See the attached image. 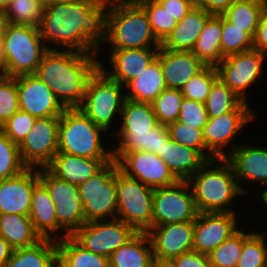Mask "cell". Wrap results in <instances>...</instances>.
Segmentation results:
<instances>
[{
    "label": "cell",
    "mask_w": 267,
    "mask_h": 267,
    "mask_svg": "<svg viewBox=\"0 0 267 267\" xmlns=\"http://www.w3.org/2000/svg\"><path fill=\"white\" fill-rule=\"evenodd\" d=\"M36 119L29 113L19 110L0 127V130L19 146L33 128Z\"/></svg>",
    "instance_id": "obj_47"
},
{
    "label": "cell",
    "mask_w": 267,
    "mask_h": 267,
    "mask_svg": "<svg viewBox=\"0 0 267 267\" xmlns=\"http://www.w3.org/2000/svg\"><path fill=\"white\" fill-rule=\"evenodd\" d=\"M60 117L36 119L33 128L18 146L28 168L47 167L58 152Z\"/></svg>",
    "instance_id": "obj_16"
},
{
    "label": "cell",
    "mask_w": 267,
    "mask_h": 267,
    "mask_svg": "<svg viewBox=\"0 0 267 267\" xmlns=\"http://www.w3.org/2000/svg\"><path fill=\"white\" fill-rule=\"evenodd\" d=\"M20 111L35 118L60 117L65 111L54 92L35 74L14 77Z\"/></svg>",
    "instance_id": "obj_18"
},
{
    "label": "cell",
    "mask_w": 267,
    "mask_h": 267,
    "mask_svg": "<svg viewBox=\"0 0 267 267\" xmlns=\"http://www.w3.org/2000/svg\"><path fill=\"white\" fill-rule=\"evenodd\" d=\"M44 10V0H12L5 9L9 24L35 27H39Z\"/></svg>",
    "instance_id": "obj_38"
},
{
    "label": "cell",
    "mask_w": 267,
    "mask_h": 267,
    "mask_svg": "<svg viewBox=\"0 0 267 267\" xmlns=\"http://www.w3.org/2000/svg\"><path fill=\"white\" fill-rule=\"evenodd\" d=\"M9 77L34 74L49 50L38 27L9 24L1 43Z\"/></svg>",
    "instance_id": "obj_7"
},
{
    "label": "cell",
    "mask_w": 267,
    "mask_h": 267,
    "mask_svg": "<svg viewBox=\"0 0 267 267\" xmlns=\"http://www.w3.org/2000/svg\"><path fill=\"white\" fill-rule=\"evenodd\" d=\"M184 99L181 90L166 88L151 103L158 123L168 126L179 118L180 104Z\"/></svg>",
    "instance_id": "obj_40"
},
{
    "label": "cell",
    "mask_w": 267,
    "mask_h": 267,
    "mask_svg": "<svg viewBox=\"0 0 267 267\" xmlns=\"http://www.w3.org/2000/svg\"><path fill=\"white\" fill-rule=\"evenodd\" d=\"M266 55L257 49H250L227 56L216 66L218 78L242 101L247 102L246 89L262 75Z\"/></svg>",
    "instance_id": "obj_15"
},
{
    "label": "cell",
    "mask_w": 267,
    "mask_h": 267,
    "mask_svg": "<svg viewBox=\"0 0 267 267\" xmlns=\"http://www.w3.org/2000/svg\"><path fill=\"white\" fill-rule=\"evenodd\" d=\"M117 135L119 146L113 148V159L124 152L148 151L158 154L170 139L168 126L161 125L151 103L124 100ZM123 119V120H122Z\"/></svg>",
    "instance_id": "obj_4"
},
{
    "label": "cell",
    "mask_w": 267,
    "mask_h": 267,
    "mask_svg": "<svg viewBox=\"0 0 267 267\" xmlns=\"http://www.w3.org/2000/svg\"><path fill=\"white\" fill-rule=\"evenodd\" d=\"M145 10L155 37L162 43L176 27L173 18L157 0H136Z\"/></svg>",
    "instance_id": "obj_39"
},
{
    "label": "cell",
    "mask_w": 267,
    "mask_h": 267,
    "mask_svg": "<svg viewBox=\"0 0 267 267\" xmlns=\"http://www.w3.org/2000/svg\"><path fill=\"white\" fill-rule=\"evenodd\" d=\"M57 267H109V258L86 250L67 236L57 240Z\"/></svg>",
    "instance_id": "obj_34"
},
{
    "label": "cell",
    "mask_w": 267,
    "mask_h": 267,
    "mask_svg": "<svg viewBox=\"0 0 267 267\" xmlns=\"http://www.w3.org/2000/svg\"><path fill=\"white\" fill-rule=\"evenodd\" d=\"M125 99L152 103L164 89L166 84L162 68L156 57L137 78L131 80L126 86Z\"/></svg>",
    "instance_id": "obj_30"
},
{
    "label": "cell",
    "mask_w": 267,
    "mask_h": 267,
    "mask_svg": "<svg viewBox=\"0 0 267 267\" xmlns=\"http://www.w3.org/2000/svg\"><path fill=\"white\" fill-rule=\"evenodd\" d=\"M154 189L116 170L117 218L137 232L152 227Z\"/></svg>",
    "instance_id": "obj_10"
},
{
    "label": "cell",
    "mask_w": 267,
    "mask_h": 267,
    "mask_svg": "<svg viewBox=\"0 0 267 267\" xmlns=\"http://www.w3.org/2000/svg\"><path fill=\"white\" fill-rule=\"evenodd\" d=\"M237 267H267V242L264 233H252L244 242Z\"/></svg>",
    "instance_id": "obj_43"
},
{
    "label": "cell",
    "mask_w": 267,
    "mask_h": 267,
    "mask_svg": "<svg viewBox=\"0 0 267 267\" xmlns=\"http://www.w3.org/2000/svg\"><path fill=\"white\" fill-rule=\"evenodd\" d=\"M253 49V38L222 15L221 53L223 58Z\"/></svg>",
    "instance_id": "obj_41"
},
{
    "label": "cell",
    "mask_w": 267,
    "mask_h": 267,
    "mask_svg": "<svg viewBox=\"0 0 267 267\" xmlns=\"http://www.w3.org/2000/svg\"><path fill=\"white\" fill-rule=\"evenodd\" d=\"M13 250L9 243L0 236V267H5Z\"/></svg>",
    "instance_id": "obj_53"
},
{
    "label": "cell",
    "mask_w": 267,
    "mask_h": 267,
    "mask_svg": "<svg viewBox=\"0 0 267 267\" xmlns=\"http://www.w3.org/2000/svg\"><path fill=\"white\" fill-rule=\"evenodd\" d=\"M102 43L112 50L159 49L144 8L136 0H106L103 7Z\"/></svg>",
    "instance_id": "obj_3"
},
{
    "label": "cell",
    "mask_w": 267,
    "mask_h": 267,
    "mask_svg": "<svg viewBox=\"0 0 267 267\" xmlns=\"http://www.w3.org/2000/svg\"><path fill=\"white\" fill-rule=\"evenodd\" d=\"M153 267H174L170 261H156L153 264Z\"/></svg>",
    "instance_id": "obj_57"
},
{
    "label": "cell",
    "mask_w": 267,
    "mask_h": 267,
    "mask_svg": "<svg viewBox=\"0 0 267 267\" xmlns=\"http://www.w3.org/2000/svg\"><path fill=\"white\" fill-rule=\"evenodd\" d=\"M8 69L5 62V57L0 46V79L8 78Z\"/></svg>",
    "instance_id": "obj_56"
},
{
    "label": "cell",
    "mask_w": 267,
    "mask_h": 267,
    "mask_svg": "<svg viewBox=\"0 0 267 267\" xmlns=\"http://www.w3.org/2000/svg\"><path fill=\"white\" fill-rule=\"evenodd\" d=\"M170 138L183 146L198 150L207 160L216 158L207 148L202 136V129L186 126L178 120L168 125Z\"/></svg>",
    "instance_id": "obj_44"
},
{
    "label": "cell",
    "mask_w": 267,
    "mask_h": 267,
    "mask_svg": "<svg viewBox=\"0 0 267 267\" xmlns=\"http://www.w3.org/2000/svg\"><path fill=\"white\" fill-rule=\"evenodd\" d=\"M266 7L267 0H235L222 15L254 39Z\"/></svg>",
    "instance_id": "obj_35"
},
{
    "label": "cell",
    "mask_w": 267,
    "mask_h": 267,
    "mask_svg": "<svg viewBox=\"0 0 267 267\" xmlns=\"http://www.w3.org/2000/svg\"><path fill=\"white\" fill-rule=\"evenodd\" d=\"M34 230L41 238L56 239L53 237L56 231H65L58 223L55 214V204L51 199L46 186L39 181L32 193L31 208L29 214Z\"/></svg>",
    "instance_id": "obj_28"
},
{
    "label": "cell",
    "mask_w": 267,
    "mask_h": 267,
    "mask_svg": "<svg viewBox=\"0 0 267 267\" xmlns=\"http://www.w3.org/2000/svg\"><path fill=\"white\" fill-rule=\"evenodd\" d=\"M118 169L151 187H168L178 180L157 154L148 151L124 152L117 160Z\"/></svg>",
    "instance_id": "obj_17"
},
{
    "label": "cell",
    "mask_w": 267,
    "mask_h": 267,
    "mask_svg": "<svg viewBox=\"0 0 267 267\" xmlns=\"http://www.w3.org/2000/svg\"><path fill=\"white\" fill-rule=\"evenodd\" d=\"M97 54L49 49L35 76L43 81L65 108H78L90 78L100 68Z\"/></svg>",
    "instance_id": "obj_2"
},
{
    "label": "cell",
    "mask_w": 267,
    "mask_h": 267,
    "mask_svg": "<svg viewBox=\"0 0 267 267\" xmlns=\"http://www.w3.org/2000/svg\"><path fill=\"white\" fill-rule=\"evenodd\" d=\"M5 267H57V239L42 238L33 246L14 249Z\"/></svg>",
    "instance_id": "obj_31"
},
{
    "label": "cell",
    "mask_w": 267,
    "mask_h": 267,
    "mask_svg": "<svg viewBox=\"0 0 267 267\" xmlns=\"http://www.w3.org/2000/svg\"><path fill=\"white\" fill-rule=\"evenodd\" d=\"M211 15L212 13L194 5L177 23L161 46L167 50L191 51Z\"/></svg>",
    "instance_id": "obj_26"
},
{
    "label": "cell",
    "mask_w": 267,
    "mask_h": 267,
    "mask_svg": "<svg viewBox=\"0 0 267 267\" xmlns=\"http://www.w3.org/2000/svg\"><path fill=\"white\" fill-rule=\"evenodd\" d=\"M160 62L167 88L181 90L206 65L191 51H173L159 48L156 56Z\"/></svg>",
    "instance_id": "obj_23"
},
{
    "label": "cell",
    "mask_w": 267,
    "mask_h": 267,
    "mask_svg": "<svg viewBox=\"0 0 267 267\" xmlns=\"http://www.w3.org/2000/svg\"><path fill=\"white\" fill-rule=\"evenodd\" d=\"M116 160L107 162L96 174L78 186L86 222L117 218Z\"/></svg>",
    "instance_id": "obj_9"
},
{
    "label": "cell",
    "mask_w": 267,
    "mask_h": 267,
    "mask_svg": "<svg viewBox=\"0 0 267 267\" xmlns=\"http://www.w3.org/2000/svg\"><path fill=\"white\" fill-rule=\"evenodd\" d=\"M19 110L16 79H0V127Z\"/></svg>",
    "instance_id": "obj_46"
},
{
    "label": "cell",
    "mask_w": 267,
    "mask_h": 267,
    "mask_svg": "<svg viewBox=\"0 0 267 267\" xmlns=\"http://www.w3.org/2000/svg\"><path fill=\"white\" fill-rule=\"evenodd\" d=\"M252 234L237 230L227 240L208 254L211 267H237L243 242Z\"/></svg>",
    "instance_id": "obj_36"
},
{
    "label": "cell",
    "mask_w": 267,
    "mask_h": 267,
    "mask_svg": "<svg viewBox=\"0 0 267 267\" xmlns=\"http://www.w3.org/2000/svg\"><path fill=\"white\" fill-rule=\"evenodd\" d=\"M178 22L194 6V0H157Z\"/></svg>",
    "instance_id": "obj_50"
},
{
    "label": "cell",
    "mask_w": 267,
    "mask_h": 267,
    "mask_svg": "<svg viewBox=\"0 0 267 267\" xmlns=\"http://www.w3.org/2000/svg\"><path fill=\"white\" fill-rule=\"evenodd\" d=\"M39 181L38 168H27L15 177L0 180V215H29L33 189Z\"/></svg>",
    "instance_id": "obj_22"
},
{
    "label": "cell",
    "mask_w": 267,
    "mask_h": 267,
    "mask_svg": "<svg viewBox=\"0 0 267 267\" xmlns=\"http://www.w3.org/2000/svg\"><path fill=\"white\" fill-rule=\"evenodd\" d=\"M209 119L205 103L184 98L178 121L194 129H202Z\"/></svg>",
    "instance_id": "obj_48"
},
{
    "label": "cell",
    "mask_w": 267,
    "mask_h": 267,
    "mask_svg": "<svg viewBox=\"0 0 267 267\" xmlns=\"http://www.w3.org/2000/svg\"><path fill=\"white\" fill-rule=\"evenodd\" d=\"M151 241L146 232H137L109 257V267H153Z\"/></svg>",
    "instance_id": "obj_29"
},
{
    "label": "cell",
    "mask_w": 267,
    "mask_h": 267,
    "mask_svg": "<svg viewBox=\"0 0 267 267\" xmlns=\"http://www.w3.org/2000/svg\"><path fill=\"white\" fill-rule=\"evenodd\" d=\"M104 129L78 108H66L59 119L58 152L93 159H113V149L101 143Z\"/></svg>",
    "instance_id": "obj_6"
},
{
    "label": "cell",
    "mask_w": 267,
    "mask_h": 267,
    "mask_svg": "<svg viewBox=\"0 0 267 267\" xmlns=\"http://www.w3.org/2000/svg\"><path fill=\"white\" fill-rule=\"evenodd\" d=\"M146 233L156 261H171L193 250L194 221L152 226Z\"/></svg>",
    "instance_id": "obj_19"
},
{
    "label": "cell",
    "mask_w": 267,
    "mask_h": 267,
    "mask_svg": "<svg viewBox=\"0 0 267 267\" xmlns=\"http://www.w3.org/2000/svg\"><path fill=\"white\" fill-rule=\"evenodd\" d=\"M243 101L219 78L213 83L205 102L209 118L232 112Z\"/></svg>",
    "instance_id": "obj_37"
},
{
    "label": "cell",
    "mask_w": 267,
    "mask_h": 267,
    "mask_svg": "<svg viewBox=\"0 0 267 267\" xmlns=\"http://www.w3.org/2000/svg\"><path fill=\"white\" fill-rule=\"evenodd\" d=\"M189 189V190H188ZM188 181L154 188L152 226L194 221L198 215Z\"/></svg>",
    "instance_id": "obj_12"
},
{
    "label": "cell",
    "mask_w": 267,
    "mask_h": 267,
    "mask_svg": "<svg viewBox=\"0 0 267 267\" xmlns=\"http://www.w3.org/2000/svg\"><path fill=\"white\" fill-rule=\"evenodd\" d=\"M159 49H119L111 50L109 63L112 73L100 62V68L112 79L124 87L156 58ZM110 72V73H109Z\"/></svg>",
    "instance_id": "obj_24"
},
{
    "label": "cell",
    "mask_w": 267,
    "mask_h": 267,
    "mask_svg": "<svg viewBox=\"0 0 267 267\" xmlns=\"http://www.w3.org/2000/svg\"><path fill=\"white\" fill-rule=\"evenodd\" d=\"M137 231L120 219L86 222L72 237L86 250L107 258Z\"/></svg>",
    "instance_id": "obj_13"
},
{
    "label": "cell",
    "mask_w": 267,
    "mask_h": 267,
    "mask_svg": "<svg viewBox=\"0 0 267 267\" xmlns=\"http://www.w3.org/2000/svg\"><path fill=\"white\" fill-rule=\"evenodd\" d=\"M236 213H198L194 220L193 250L211 253L239 228Z\"/></svg>",
    "instance_id": "obj_20"
},
{
    "label": "cell",
    "mask_w": 267,
    "mask_h": 267,
    "mask_svg": "<svg viewBox=\"0 0 267 267\" xmlns=\"http://www.w3.org/2000/svg\"><path fill=\"white\" fill-rule=\"evenodd\" d=\"M234 170L235 177L244 194L248 190L240 185L242 181L259 182L267 187V149L258 146L238 145L225 157ZM262 201L267 207V190L262 193Z\"/></svg>",
    "instance_id": "obj_21"
},
{
    "label": "cell",
    "mask_w": 267,
    "mask_h": 267,
    "mask_svg": "<svg viewBox=\"0 0 267 267\" xmlns=\"http://www.w3.org/2000/svg\"><path fill=\"white\" fill-rule=\"evenodd\" d=\"M12 0H0V9H6Z\"/></svg>",
    "instance_id": "obj_58"
},
{
    "label": "cell",
    "mask_w": 267,
    "mask_h": 267,
    "mask_svg": "<svg viewBox=\"0 0 267 267\" xmlns=\"http://www.w3.org/2000/svg\"><path fill=\"white\" fill-rule=\"evenodd\" d=\"M124 88L99 68L90 78L85 96L78 109L95 125L107 131L117 116L121 118L125 100V94L122 93Z\"/></svg>",
    "instance_id": "obj_8"
},
{
    "label": "cell",
    "mask_w": 267,
    "mask_h": 267,
    "mask_svg": "<svg viewBox=\"0 0 267 267\" xmlns=\"http://www.w3.org/2000/svg\"><path fill=\"white\" fill-rule=\"evenodd\" d=\"M8 25L9 21L6 15V11L4 9H0V46L5 36Z\"/></svg>",
    "instance_id": "obj_55"
},
{
    "label": "cell",
    "mask_w": 267,
    "mask_h": 267,
    "mask_svg": "<svg viewBox=\"0 0 267 267\" xmlns=\"http://www.w3.org/2000/svg\"><path fill=\"white\" fill-rule=\"evenodd\" d=\"M253 48L267 56V7L261 15L255 37Z\"/></svg>",
    "instance_id": "obj_51"
},
{
    "label": "cell",
    "mask_w": 267,
    "mask_h": 267,
    "mask_svg": "<svg viewBox=\"0 0 267 267\" xmlns=\"http://www.w3.org/2000/svg\"><path fill=\"white\" fill-rule=\"evenodd\" d=\"M222 14H212L205 23L191 52L206 66H217L221 53Z\"/></svg>",
    "instance_id": "obj_32"
},
{
    "label": "cell",
    "mask_w": 267,
    "mask_h": 267,
    "mask_svg": "<svg viewBox=\"0 0 267 267\" xmlns=\"http://www.w3.org/2000/svg\"><path fill=\"white\" fill-rule=\"evenodd\" d=\"M174 267H211L208 254L194 250L181 254L170 261Z\"/></svg>",
    "instance_id": "obj_49"
},
{
    "label": "cell",
    "mask_w": 267,
    "mask_h": 267,
    "mask_svg": "<svg viewBox=\"0 0 267 267\" xmlns=\"http://www.w3.org/2000/svg\"><path fill=\"white\" fill-rule=\"evenodd\" d=\"M178 181H187L208 160L195 149L188 148L171 138L157 154Z\"/></svg>",
    "instance_id": "obj_27"
},
{
    "label": "cell",
    "mask_w": 267,
    "mask_h": 267,
    "mask_svg": "<svg viewBox=\"0 0 267 267\" xmlns=\"http://www.w3.org/2000/svg\"><path fill=\"white\" fill-rule=\"evenodd\" d=\"M257 116L252 112L248 102H242L232 112L222 114L216 118H209L202 128V136L206 148L216 157L223 158L230 154L238 145L232 140L242 128L255 120ZM229 147V153L224 148Z\"/></svg>",
    "instance_id": "obj_14"
},
{
    "label": "cell",
    "mask_w": 267,
    "mask_h": 267,
    "mask_svg": "<svg viewBox=\"0 0 267 267\" xmlns=\"http://www.w3.org/2000/svg\"><path fill=\"white\" fill-rule=\"evenodd\" d=\"M187 181L199 213H235L231 208L233 198L243 192L225 157L208 160Z\"/></svg>",
    "instance_id": "obj_5"
},
{
    "label": "cell",
    "mask_w": 267,
    "mask_h": 267,
    "mask_svg": "<svg viewBox=\"0 0 267 267\" xmlns=\"http://www.w3.org/2000/svg\"><path fill=\"white\" fill-rule=\"evenodd\" d=\"M39 179L48 189L55 204L57 223L65 229L58 239L72 236L86 221L78 186L55 176L47 167L39 168Z\"/></svg>",
    "instance_id": "obj_11"
},
{
    "label": "cell",
    "mask_w": 267,
    "mask_h": 267,
    "mask_svg": "<svg viewBox=\"0 0 267 267\" xmlns=\"http://www.w3.org/2000/svg\"><path fill=\"white\" fill-rule=\"evenodd\" d=\"M106 0H44L45 4H105Z\"/></svg>",
    "instance_id": "obj_54"
},
{
    "label": "cell",
    "mask_w": 267,
    "mask_h": 267,
    "mask_svg": "<svg viewBox=\"0 0 267 267\" xmlns=\"http://www.w3.org/2000/svg\"><path fill=\"white\" fill-rule=\"evenodd\" d=\"M112 159H93L57 152L47 168L58 178L79 186Z\"/></svg>",
    "instance_id": "obj_25"
},
{
    "label": "cell",
    "mask_w": 267,
    "mask_h": 267,
    "mask_svg": "<svg viewBox=\"0 0 267 267\" xmlns=\"http://www.w3.org/2000/svg\"><path fill=\"white\" fill-rule=\"evenodd\" d=\"M27 168L21 159L18 145L0 130V180L15 177Z\"/></svg>",
    "instance_id": "obj_42"
},
{
    "label": "cell",
    "mask_w": 267,
    "mask_h": 267,
    "mask_svg": "<svg viewBox=\"0 0 267 267\" xmlns=\"http://www.w3.org/2000/svg\"><path fill=\"white\" fill-rule=\"evenodd\" d=\"M235 0H194V5L212 14H222Z\"/></svg>",
    "instance_id": "obj_52"
},
{
    "label": "cell",
    "mask_w": 267,
    "mask_h": 267,
    "mask_svg": "<svg viewBox=\"0 0 267 267\" xmlns=\"http://www.w3.org/2000/svg\"><path fill=\"white\" fill-rule=\"evenodd\" d=\"M104 4H45L39 33L48 49L98 54L102 46ZM48 44V45H47Z\"/></svg>",
    "instance_id": "obj_1"
},
{
    "label": "cell",
    "mask_w": 267,
    "mask_h": 267,
    "mask_svg": "<svg viewBox=\"0 0 267 267\" xmlns=\"http://www.w3.org/2000/svg\"><path fill=\"white\" fill-rule=\"evenodd\" d=\"M218 79L215 66H206L181 89L184 98L205 103L213 83Z\"/></svg>",
    "instance_id": "obj_45"
},
{
    "label": "cell",
    "mask_w": 267,
    "mask_h": 267,
    "mask_svg": "<svg viewBox=\"0 0 267 267\" xmlns=\"http://www.w3.org/2000/svg\"><path fill=\"white\" fill-rule=\"evenodd\" d=\"M0 236L13 249L33 246L42 239L34 230L30 216L21 214L0 215Z\"/></svg>",
    "instance_id": "obj_33"
}]
</instances>
